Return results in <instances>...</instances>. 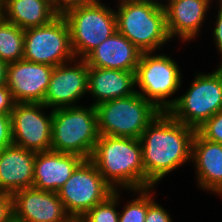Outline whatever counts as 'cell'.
<instances>
[{"mask_svg":"<svg viewBox=\"0 0 222 222\" xmlns=\"http://www.w3.org/2000/svg\"><path fill=\"white\" fill-rule=\"evenodd\" d=\"M196 130L161 112L140 137L146 188L155 187L166 175L191 161Z\"/></svg>","mask_w":222,"mask_h":222,"instance_id":"cell-1","label":"cell"},{"mask_svg":"<svg viewBox=\"0 0 222 222\" xmlns=\"http://www.w3.org/2000/svg\"><path fill=\"white\" fill-rule=\"evenodd\" d=\"M91 160L113 190L146 188L140 139L100 135Z\"/></svg>","mask_w":222,"mask_h":222,"instance_id":"cell-2","label":"cell"},{"mask_svg":"<svg viewBox=\"0 0 222 222\" xmlns=\"http://www.w3.org/2000/svg\"><path fill=\"white\" fill-rule=\"evenodd\" d=\"M117 31L142 52H154L169 38L164 7L138 0H119Z\"/></svg>","mask_w":222,"mask_h":222,"instance_id":"cell-3","label":"cell"},{"mask_svg":"<svg viewBox=\"0 0 222 222\" xmlns=\"http://www.w3.org/2000/svg\"><path fill=\"white\" fill-rule=\"evenodd\" d=\"M99 136L95 106L53 110L51 150L91 159Z\"/></svg>","mask_w":222,"mask_h":222,"instance_id":"cell-4","label":"cell"},{"mask_svg":"<svg viewBox=\"0 0 222 222\" xmlns=\"http://www.w3.org/2000/svg\"><path fill=\"white\" fill-rule=\"evenodd\" d=\"M62 16L69 27L73 54L78 59H85L117 31L115 10L101 0H89L68 9Z\"/></svg>","mask_w":222,"mask_h":222,"instance_id":"cell-5","label":"cell"},{"mask_svg":"<svg viewBox=\"0 0 222 222\" xmlns=\"http://www.w3.org/2000/svg\"><path fill=\"white\" fill-rule=\"evenodd\" d=\"M100 135L140 139L161 111L139 93L104 101L97 106Z\"/></svg>","mask_w":222,"mask_h":222,"instance_id":"cell-6","label":"cell"},{"mask_svg":"<svg viewBox=\"0 0 222 222\" xmlns=\"http://www.w3.org/2000/svg\"><path fill=\"white\" fill-rule=\"evenodd\" d=\"M187 92L173 100L167 111L176 121L195 130L222 110V65L214 72L198 73Z\"/></svg>","mask_w":222,"mask_h":222,"instance_id":"cell-7","label":"cell"},{"mask_svg":"<svg viewBox=\"0 0 222 222\" xmlns=\"http://www.w3.org/2000/svg\"><path fill=\"white\" fill-rule=\"evenodd\" d=\"M142 52L135 81L136 92L153 103L161 112H167L173 106V99H167L179 91L182 84L180 66L165 54ZM142 91V92H141Z\"/></svg>","mask_w":222,"mask_h":222,"instance_id":"cell-8","label":"cell"},{"mask_svg":"<svg viewBox=\"0 0 222 222\" xmlns=\"http://www.w3.org/2000/svg\"><path fill=\"white\" fill-rule=\"evenodd\" d=\"M114 192L91 159H84L57 192L67 214L81 219L90 209Z\"/></svg>","mask_w":222,"mask_h":222,"instance_id":"cell-9","label":"cell"},{"mask_svg":"<svg viewBox=\"0 0 222 222\" xmlns=\"http://www.w3.org/2000/svg\"><path fill=\"white\" fill-rule=\"evenodd\" d=\"M74 58L69 27L62 15L47 25L24 30V60L55 67Z\"/></svg>","mask_w":222,"mask_h":222,"instance_id":"cell-10","label":"cell"},{"mask_svg":"<svg viewBox=\"0 0 222 222\" xmlns=\"http://www.w3.org/2000/svg\"><path fill=\"white\" fill-rule=\"evenodd\" d=\"M42 103H15L10 114L13 144L35 152L51 150L53 110Z\"/></svg>","mask_w":222,"mask_h":222,"instance_id":"cell-11","label":"cell"},{"mask_svg":"<svg viewBox=\"0 0 222 222\" xmlns=\"http://www.w3.org/2000/svg\"><path fill=\"white\" fill-rule=\"evenodd\" d=\"M88 71L89 66L87 62L85 59L80 58L79 60L74 58L67 62V64L63 63L55 66L43 104L53 110L78 106L76 103L88 91Z\"/></svg>","mask_w":222,"mask_h":222,"instance_id":"cell-12","label":"cell"},{"mask_svg":"<svg viewBox=\"0 0 222 222\" xmlns=\"http://www.w3.org/2000/svg\"><path fill=\"white\" fill-rule=\"evenodd\" d=\"M54 66L21 59L8 64L6 86L15 103H42Z\"/></svg>","mask_w":222,"mask_h":222,"instance_id":"cell-13","label":"cell"},{"mask_svg":"<svg viewBox=\"0 0 222 222\" xmlns=\"http://www.w3.org/2000/svg\"><path fill=\"white\" fill-rule=\"evenodd\" d=\"M11 196L13 216L22 222H68L71 219L56 192L32 187L20 189Z\"/></svg>","mask_w":222,"mask_h":222,"instance_id":"cell-14","label":"cell"},{"mask_svg":"<svg viewBox=\"0 0 222 222\" xmlns=\"http://www.w3.org/2000/svg\"><path fill=\"white\" fill-rule=\"evenodd\" d=\"M84 158L53 150L36 152L33 188L58 192Z\"/></svg>","mask_w":222,"mask_h":222,"instance_id":"cell-15","label":"cell"},{"mask_svg":"<svg viewBox=\"0 0 222 222\" xmlns=\"http://www.w3.org/2000/svg\"><path fill=\"white\" fill-rule=\"evenodd\" d=\"M212 2V0H169L164 7L169 38L175 36L183 42H188L198 37Z\"/></svg>","mask_w":222,"mask_h":222,"instance_id":"cell-16","label":"cell"},{"mask_svg":"<svg viewBox=\"0 0 222 222\" xmlns=\"http://www.w3.org/2000/svg\"><path fill=\"white\" fill-rule=\"evenodd\" d=\"M36 152L12 144L0 151V193L32 188Z\"/></svg>","mask_w":222,"mask_h":222,"instance_id":"cell-17","label":"cell"},{"mask_svg":"<svg viewBox=\"0 0 222 222\" xmlns=\"http://www.w3.org/2000/svg\"><path fill=\"white\" fill-rule=\"evenodd\" d=\"M198 186L222 196V144L203 138L197 131L192 140Z\"/></svg>","mask_w":222,"mask_h":222,"instance_id":"cell-18","label":"cell"},{"mask_svg":"<svg viewBox=\"0 0 222 222\" xmlns=\"http://www.w3.org/2000/svg\"><path fill=\"white\" fill-rule=\"evenodd\" d=\"M142 51L116 31L86 58L89 67L136 72Z\"/></svg>","mask_w":222,"mask_h":222,"instance_id":"cell-19","label":"cell"},{"mask_svg":"<svg viewBox=\"0 0 222 222\" xmlns=\"http://www.w3.org/2000/svg\"><path fill=\"white\" fill-rule=\"evenodd\" d=\"M87 92L96 100L93 106L133 95L136 93L135 72L89 67Z\"/></svg>","mask_w":222,"mask_h":222,"instance_id":"cell-20","label":"cell"},{"mask_svg":"<svg viewBox=\"0 0 222 222\" xmlns=\"http://www.w3.org/2000/svg\"><path fill=\"white\" fill-rule=\"evenodd\" d=\"M0 15L23 30L49 24L59 14L50 0H2Z\"/></svg>","mask_w":222,"mask_h":222,"instance_id":"cell-21","label":"cell"},{"mask_svg":"<svg viewBox=\"0 0 222 222\" xmlns=\"http://www.w3.org/2000/svg\"><path fill=\"white\" fill-rule=\"evenodd\" d=\"M24 30L0 15V59L12 63L23 59Z\"/></svg>","mask_w":222,"mask_h":222,"instance_id":"cell-22","label":"cell"},{"mask_svg":"<svg viewBox=\"0 0 222 222\" xmlns=\"http://www.w3.org/2000/svg\"><path fill=\"white\" fill-rule=\"evenodd\" d=\"M121 191L114 190L105 201L90 209L82 218L83 222H119V212L117 205Z\"/></svg>","mask_w":222,"mask_h":222,"instance_id":"cell-23","label":"cell"},{"mask_svg":"<svg viewBox=\"0 0 222 222\" xmlns=\"http://www.w3.org/2000/svg\"><path fill=\"white\" fill-rule=\"evenodd\" d=\"M132 192L139 195L124 205L119 212V222H145L148 211V188L132 190Z\"/></svg>","mask_w":222,"mask_h":222,"instance_id":"cell-24","label":"cell"},{"mask_svg":"<svg viewBox=\"0 0 222 222\" xmlns=\"http://www.w3.org/2000/svg\"><path fill=\"white\" fill-rule=\"evenodd\" d=\"M203 138L222 144V110L196 130Z\"/></svg>","mask_w":222,"mask_h":222,"instance_id":"cell-25","label":"cell"},{"mask_svg":"<svg viewBox=\"0 0 222 222\" xmlns=\"http://www.w3.org/2000/svg\"><path fill=\"white\" fill-rule=\"evenodd\" d=\"M154 187L148 188V211L146 213L145 222H172V219L159 203L153 199Z\"/></svg>","mask_w":222,"mask_h":222,"instance_id":"cell-26","label":"cell"},{"mask_svg":"<svg viewBox=\"0 0 222 222\" xmlns=\"http://www.w3.org/2000/svg\"><path fill=\"white\" fill-rule=\"evenodd\" d=\"M13 144L10 114H0V151Z\"/></svg>","mask_w":222,"mask_h":222,"instance_id":"cell-27","label":"cell"},{"mask_svg":"<svg viewBox=\"0 0 222 222\" xmlns=\"http://www.w3.org/2000/svg\"><path fill=\"white\" fill-rule=\"evenodd\" d=\"M15 105L11 91L6 85L0 87V114H11Z\"/></svg>","mask_w":222,"mask_h":222,"instance_id":"cell-28","label":"cell"},{"mask_svg":"<svg viewBox=\"0 0 222 222\" xmlns=\"http://www.w3.org/2000/svg\"><path fill=\"white\" fill-rule=\"evenodd\" d=\"M13 216V199L10 194L0 193V222H6Z\"/></svg>","mask_w":222,"mask_h":222,"instance_id":"cell-29","label":"cell"},{"mask_svg":"<svg viewBox=\"0 0 222 222\" xmlns=\"http://www.w3.org/2000/svg\"><path fill=\"white\" fill-rule=\"evenodd\" d=\"M219 7L218 14L216 17L215 27L213 28V39L215 40V45L222 55V5H217ZM222 59V56H221ZM220 65H222V60H220Z\"/></svg>","mask_w":222,"mask_h":222,"instance_id":"cell-30","label":"cell"},{"mask_svg":"<svg viewBox=\"0 0 222 222\" xmlns=\"http://www.w3.org/2000/svg\"><path fill=\"white\" fill-rule=\"evenodd\" d=\"M89 0H52V8L62 15L68 9L87 3Z\"/></svg>","mask_w":222,"mask_h":222,"instance_id":"cell-31","label":"cell"},{"mask_svg":"<svg viewBox=\"0 0 222 222\" xmlns=\"http://www.w3.org/2000/svg\"><path fill=\"white\" fill-rule=\"evenodd\" d=\"M8 63L0 59V87L6 85Z\"/></svg>","mask_w":222,"mask_h":222,"instance_id":"cell-32","label":"cell"},{"mask_svg":"<svg viewBox=\"0 0 222 222\" xmlns=\"http://www.w3.org/2000/svg\"><path fill=\"white\" fill-rule=\"evenodd\" d=\"M138 1H144V2H148V3L156 4V5L160 6V7H165L169 0H166V3H164V2L162 3L161 0H138Z\"/></svg>","mask_w":222,"mask_h":222,"instance_id":"cell-33","label":"cell"},{"mask_svg":"<svg viewBox=\"0 0 222 222\" xmlns=\"http://www.w3.org/2000/svg\"><path fill=\"white\" fill-rule=\"evenodd\" d=\"M6 222H22V221H20L18 218H16V217H14V216H12L8 221H6Z\"/></svg>","mask_w":222,"mask_h":222,"instance_id":"cell-34","label":"cell"},{"mask_svg":"<svg viewBox=\"0 0 222 222\" xmlns=\"http://www.w3.org/2000/svg\"><path fill=\"white\" fill-rule=\"evenodd\" d=\"M68 222H83L81 219L71 218Z\"/></svg>","mask_w":222,"mask_h":222,"instance_id":"cell-35","label":"cell"}]
</instances>
